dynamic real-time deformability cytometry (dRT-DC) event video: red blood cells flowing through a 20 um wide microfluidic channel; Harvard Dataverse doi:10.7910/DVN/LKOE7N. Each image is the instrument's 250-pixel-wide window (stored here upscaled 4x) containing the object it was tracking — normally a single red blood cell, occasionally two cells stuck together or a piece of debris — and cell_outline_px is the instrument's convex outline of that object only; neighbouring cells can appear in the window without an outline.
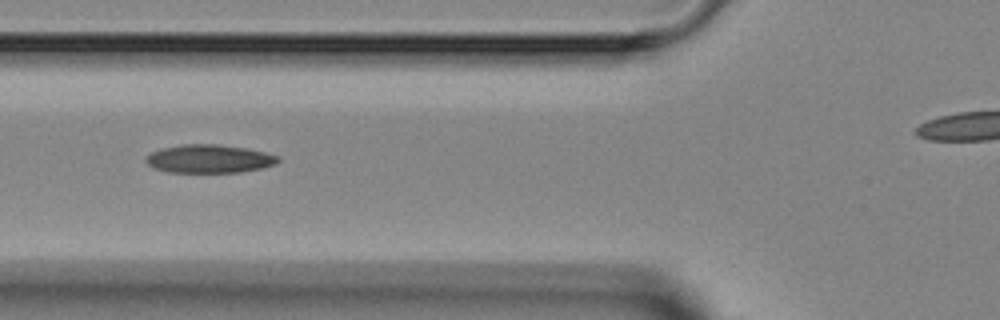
{"species": "Egyptian fruit bat (a non-hibernating species)", "species_latin": "Rousettus aegyptiacus", "temperature_condition": "room temperature", "stored_images_in_passage": 4, "camera_frame_rate_fps": 3000, "um_per_image_px": 0.085, "animal": {"sex": "female"}, "frame": {"image": 1, "passage_image": 2, "time_ms": 1.0, "image_size_px": [1000, 320], "cell_outline_px": [[280, 160], [276, 164], [264, 168], [240, 172], [168, 172], [152, 168], [144, 160], [152, 152], [160, 148], [180, 144], [216, 144], [248, 148], [280, 156]], "centroid_in_image_um": [17.8, 13.49], "position_along_channel_um": 108.0, "area_um2": 22.02}}
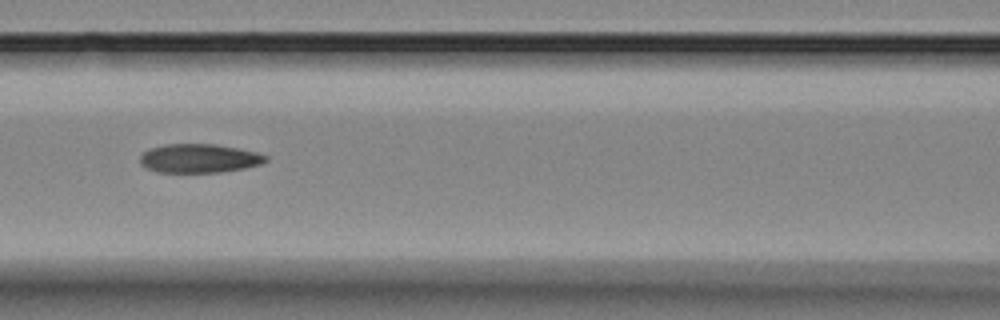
{"frame": {"image": 2, "passage_image": 3, "time_ms": 2.0, "image_size_px": [1000, 320], "cell_outline_px": [[268, 160], [260, 164], [244, 168], [220, 172], [156, 172], [140, 164], [140, 156], [148, 148], [164, 144], [216, 144], [256, 152], [268, 156]], "centroid_in_image_um": [16.9, 13.45], "position_along_channel_um": 149.7, "area_um2": 21.1}}
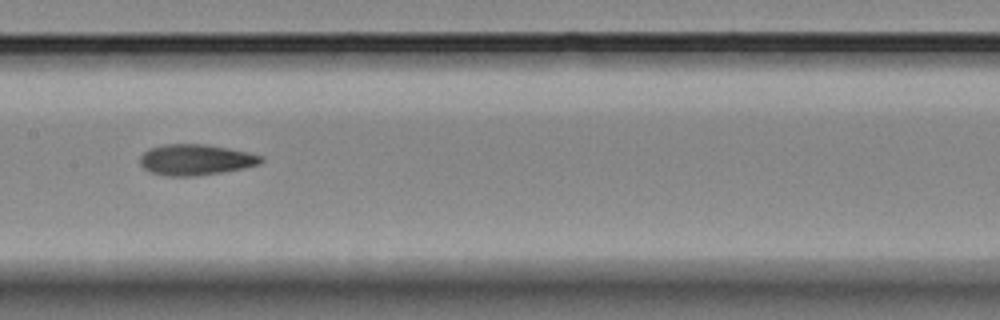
{"frame": {"image": 3, "passage_image": 4, "time_ms": 3.0, "image_size_px": [1000, 320], "cell_outline_px": [[264, 160], [260, 164], [244, 168], [196, 176], [168, 176], [152, 172], [144, 168], [140, 164], [140, 156], [148, 148], [164, 144], [204, 144], [228, 148], [248, 152], [264, 156]], "centroid_in_image_um": [16.64, 13.57], "position_along_channel_um": 190.8, "area_um2": 21.79}}